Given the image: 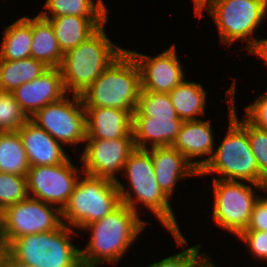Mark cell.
<instances>
[{"label": "cell", "mask_w": 267, "mask_h": 267, "mask_svg": "<svg viewBox=\"0 0 267 267\" xmlns=\"http://www.w3.org/2000/svg\"><path fill=\"white\" fill-rule=\"evenodd\" d=\"M253 54L263 58L267 65V39L262 40L261 44Z\"/></svg>", "instance_id": "cell-37"}, {"label": "cell", "mask_w": 267, "mask_h": 267, "mask_svg": "<svg viewBox=\"0 0 267 267\" xmlns=\"http://www.w3.org/2000/svg\"><path fill=\"white\" fill-rule=\"evenodd\" d=\"M12 93L23 111L31 118L47 104L61 100L67 91L60 69L48 68L40 77L22 84Z\"/></svg>", "instance_id": "cell-15"}, {"label": "cell", "mask_w": 267, "mask_h": 267, "mask_svg": "<svg viewBox=\"0 0 267 267\" xmlns=\"http://www.w3.org/2000/svg\"><path fill=\"white\" fill-rule=\"evenodd\" d=\"M243 242L251 250L250 252L259 257V259L267 260V232L259 230H245L239 236Z\"/></svg>", "instance_id": "cell-33"}, {"label": "cell", "mask_w": 267, "mask_h": 267, "mask_svg": "<svg viewBox=\"0 0 267 267\" xmlns=\"http://www.w3.org/2000/svg\"><path fill=\"white\" fill-rule=\"evenodd\" d=\"M213 131L210 120L202 121L192 120L184 121L180 132L171 145L173 148L182 153L187 160L200 171L212 158L214 150ZM210 155L200 161H192L191 158Z\"/></svg>", "instance_id": "cell-18"}, {"label": "cell", "mask_w": 267, "mask_h": 267, "mask_svg": "<svg viewBox=\"0 0 267 267\" xmlns=\"http://www.w3.org/2000/svg\"><path fill=\"white\" fill-rule=\"evenodd\" d=\"M116 181L85 174L80 177L67 204L62 208L63 224L83 229L100 220L121 204ZM64 219L67 220L64 222ZM69 222V223H66Z\"/></svg>", "instance_id": "cell-7"}, {"label": "cell", "mask_w": 267, "mask_h": 267, "mask_svg": "<svg viewBox=\"0 0 267 267\" xmlns=\"http://www.w3.org/2000/svg\"><path fill=\"white\" fill-rule=\"evenodd\" d=\"M3 37L0 60L29 58L32 43V18L24 16L6 26Z\"/></svg>", "instance_id": "cell-25"}, {"label": "cell", "mask_w": 267, "mask_h": 267, "mask_svg": "<svg viewBox=\"0 0 267 267\" xmlns=\"http://www.w3.org/2000/svg\"><path fill=\"white\" fill-rule=\"evenodd\" d=\"M30 57L43 62L49 68H59L63 58L52 25L40 15L32 18Z\"/></svg>", "instance_id": "cell-22"}, {"label": "cell", "mask_w": 267, "mask_h": 267, "mask_svg": "<svg viewBox=\"0 0 267 267\" xmlns=\"http://www.w3.org/2000/svg\"><path fill=\"white\" fill-rule=\"evenodd\" d=\"M183 122V120H171V118L133 116L132 134L135 147L147 149V141L151 142L152 148L171 146Z\"/></svg>", "instance_id": "cell-20"}, {"label": "cell", "mask_w": 267, "mask_h": 267, "mask_svg": "<svg viewBox=\"0 0 267 267\" xmlns=\"http://www.w3.org/2000/svg\"><path fill=\"white\" fill-rule=\"evenodd\" d=\"M0 267H30L13 258L4 248H0Z\"/></svg>", "instance_id": "cell-36"}, {"label": "cell", "mask_w": 267, "mask_h": 267, "mask_svg": "<svg viewBox=\"0 0 267 267\" xmlns=\"http://www.w3.org/2000/svg\"><path fill=\"white\" fill-rule=\"evenodd\" d=\"M194 1V7H195V13L197 14L211 1V0H193Z\"/></svg>", "instance_id": "cell-39"}, {"label": "cell", "mask_w": 267, "mask_h": 267, "mask_svg": "<svg viewBox=\"0 0 267 267\" xmlns=\"http://www.w3.org/2000/svg\"><path fill=\"white\" fill-rule=\"evenodd\" d=\"M213 219L220 227L237 235L247 229L252 210L260 198L251 185L235 180L213 179Z\"/></svg>", "instance_id": "cell-10"}, {"label": "cell", "mask_w": 267, "mask_h": 267, "mask_svg": "<svg viewBox=\"0 0 267 267\" xmlns=\"http://www.w3.org/2000/svg\"><path fill=\"white\" fill-rule=\"evenodd\" d=\"M29 119L12 92L0 91L1 132L18 131Z\"/></svg>", "instance_id": "cell-29"}, {"label": "cell", "mask_w": 267, "mask_h": 267, "mask_svg": "<svg viewBox=\"0 0 267 267\" xmlns=\"http://www.w3.org/2000/svg\"><path fill=\"white\" fill-rule=\"evenodd\" d=\"M233 117L247 130L251 149L257 160L259 171L267 180V130L255 127L246 118L240 121L237 119L235 109Z\"/></svg>", "instance_id": "cell-31"}, {"label": "cell", "mask_w": 267, "mask_h": 267, "mask_svg": "<svg viewBox=\"0 0 267 267\" xmlns=\"http://www.w3.org/2000/svg\"><path fill=\"white\" fill-rule=\"evenodd\" d=\"M246 119L255 127L267 130V93L256 98L252 105L246 106Z\"/></svg>", "instance_id": "cell-34"}, {"label": "cell", "mask_w": 267, "mask_h": 267, "mask_svg": "<svg viewBox=\"0 0 267 267\" xmlns=\"http://www.w3.org/2000/svg\"><path fill=\"white\" fill-rule=\"evenodd\" d=\"M44 8L49 9L51 17H88L98 28L107 22V8L103 0H46Z\"/></svg>", "instance_id": "cell-26"}, {"label": "cell", "mask_w": 267, "mask_h": 267, "mask_svg": "<svg viewBox=\"0 0 267 267\" xmlns=\"http://www.w3.org/2000/svg\"><path fill=\"white\" fill-rule=\"evenodd\" d=\"M207 258V259H204ZM209 256L207 257V255H203L199 261L196 263V265L194 267H216L212 260L209 261Z\"/></svg>", "instance_id": "cell-38"}, {"label": "cell", "mask_w": 267, "mask_h": 267, "mask_svg": "<svg viewBox=\"0 0 267 267\" xmlns=\"http://www.w3.org/2000/svg\"><path fill=\"white\" fill-rule=\"evenodd\" d=\"M138 216V212L121 203L104 218L85 226L82 230L89 229L91 236L88 245L80 250L83 267L120 261L147 224Z\"/></svg>", "instance_id": "cell-1"}, {"label": "cell", "mask_w": 267, "mask_h": 267, "mask_svg": "<svg viewBox=\"0 0 267 267\" xmlns=\"http://www.w3.org/2000/svg\"><path fill=\"white\" fill-rule=\"evenodd\" d=\"M246 230H259L267 232V198L260 197L256 202L250 222Z\"/></svg>", "instance_id": "cell-35"}, {"label": "cell", "mask_w": 267, "mask_h": 267, "mask_svg": "<svg viewBox=\"0 0 267 267\" xmlns=\"http://www.w3.org/2000/svg\"><path fill=\"white\" fill-rule=\"evenodd\" d=\"M130 181L131 190L117 180V187L121 202L137 212L136 203L142 202L159 221L171 232L178 246L185 247L187 240L184 238L176 222V217L169 203V197L160 188L156 181L151 154L146 149H135L127 159L124 169ZM126 190V191H125ZM130 191V192H129Z\"/></svg>", "instance_id": "cell-2"}, {"label": "cell", "mask_w": 267, "mask_h": 267, "mask_svg": "<svg viewBox=\"0 0 267 267\" xmlns=\"http://www.w3.org/2000/svg\"><path fill=\"white\" fill-rule=\"evenodd\" d=\"M136 60L141 73V91L169 93L184 80V70L173 44L168 50L151 58L127 50Z\"/></svg>", "instance_id": "cell-14"}, {"label": "cell", "mask_w": 267, "mask_h": 267, "mask_svg": "<svg viewBox=\"0 0 267 267\" xmlns=\"http://www.w3.org/2000/svg\"><path fill=\"white\" fill-rule=\"evenodd\" d=\"M125 51L115 47L104 27H99L76 48L63 54L59 69L66 91L80 96Z\"/></svg>", "instance_id": "cell-4"}, {"label": "cell", "mask_w": 267, "mask_h": 267, "mask_svg": "<svg viewBox=\"0 0 267 267\" xmlns=\"http://www.w3.org/2000/svg\"><path fill=\"white\" fill-rule=\"evenodd\" d=\"M28 196L26 176L0 172V213Z\"/></svg>", "instance_id": "cell-30"}, {"label": "cell", "mask_w": 267, "mask_h": 267, "mask_svg": "<svg viewBox=\"0 0 267 267\" xmlns=\"http://www.w3.org/2000/svg\"><path fill=\"white\" fill-rule=\"evenodd\" d=\"M81 161L84 174L117 182L115 173L124 169L130 154L136 149L134 138L86 139Z\"/></svg>", "instance_id": "cell-13"}, {"label": "cell", "mask_w": 267, "mask_h": 267, "mask_svg": "<svg viewBox=\"0 0 267 267\" xmlns=\"http://www.w3.org/2000/svg\"><path fill=\"white\" fill-rule=\"evenodd\" d=\"M200 244L187 248L181 253L171 255L154 264H149L148 267H194L199 259L205 253H199Z\"/></svg>", "instance_id": "cell-32"}, {"label": "cell", "mask_w": 267, "mask_h": 267, "mask_svg": "<svg viewBox=\"0 0 267 267\" xmlns=\"http://www.w3.org/2000/svg\"><path fill=\"white\" fill-rule=\"evenodd\" d=\"M209 9V10H208ZM205 10L213 17L221 41L231 44L236 40L247 41L246 50L253 54L263 39H250L254 30L267 14V0H211L197 15Z\"/></svg>", "instance_id": "cell-8"}, {"label": "cell", "mask_w": 267, "mask_h": 267, "mask_svg": "<svg viewBox=\"0 0 267 267\" xmlns=\"http://www.w3.org/2000/svg\"><path fill=\"white\" fill-rule=\"evenodd\" d=\"M46 12L42 11L39 15L52 25L58 46L63 54L76 48L98 29L88 17L73 15L50 17Z\"/></svg>", "instance_id": "cell-21"}, {"label": "cell", "mask_w": 267, "mask_h": 267, "mask_svg": "<svg viewBox=\"0 0 267 267\" xmlns=\"http://www.w3.org/2000/svg\"><path fill=\"white\" fill-rule=\"evenodd\" d=\"M86 139L133 138V114L127 110L107 107H84Z\"/></svg>", "instance_id": "cell-16"}, {"label": "cell", "mask_w": 267, "mask_h": 267, "mask_svg": "<svg viewBox=\"0 0 267 267\" xmlns=\"http://www.w3.org/2000/svg\"><path fill=\"white\" fill-rule=\"evenodd\" d=\"M52 206L28 196L6 207L0 213V248L18 237L58 230L63 225L61 208Z\"/></svg>", "instance_id": "cell-9"}, {"label": "cell", "mask_w": 267, "mask_h": 267, "mask_svg": "<svg viewBox=\"0 0 267 267\" xmlns=\"http://www.w3.org/2000/svg\"><path fill=\"white\" fill-rule=\"evenodd\" d=\"M133 116H149L154 118H171L182 120L178 117L168 93L141 91Z\"/></svg>", "instance_id": "cell-28"}, {"label": "cell", "mask_w": 267, "mask_h": 267, "mask_svg": "<svg viewBox=\"0 0 267 267\" xmlns=\"http://www.w3.org/2000/svg\"><path fill=\"white\" fill-rule=\"evenodd\" d=\"M29 168L18 131L0 132V172L26 176Z\"/></svg>", "instance_id": "cell-27"}, {"label": "cell", "mask_w": 267, "mask_h": 267, "mask_svg": "<svg viewBox=\"0 0 267 267\" xmlns=\"http://www.w3.org/2000/svg\"><path fill=\"white\" fill-rule=\"evenodd\" d=\"M141 92V73L126 50L82 93L84 107H107L134 113Z\"/></svg>", "instance_id": "cell-5"}, {"label": "cell", "mask_w": 267, "mask_h": 267, "mask_svg": "<svg viewBox=\"0 0 267 267\" xmlns=\"http://www.w3.org/2000/svg\"><path fill=\"white\" fill-rule=\"evenodd\" d=\"M47 67L32 57L20 60H0V91L13 92L24 83L40 77Z\"/></svg>", "instance_id": "cell-23"}, {"label": "cell", "mask_w": 267, "mask_h": 267, "mask_svg": "<svg viewBox=\"0 0 267 267\" xmlns=\"http://www.w3.org/2000/svg\"><path fill=\"white\" fill-rule=\"evenodd\" d=\"M72 100L63 97L59 101L49 103L38 110L30 120L61 144L69 143L72 146L85 142V108L81 96L73 95Z\"/></svg>", "instance_id": "cell-11"}, {"label": "cell", "mask_w": 267, "mask_h": 267, "mask_svg": "<svg viewBox=\"0 0 267 267\" xmlns=\"http://www.w3.org/2000/svg\"><path fill=\"white\" fill-rule=\"evenodd\" d=\"M168 94L174 110L183 121L198 120V114H205L206 92L200 83L183 80Z\"/></svg>", "instance_id": "cell-24"}, {"label": "cell", "mask_w": 267, "mask_h": 267, "mask_svg": "<svg viewBox=\"0 0 267 267\" xmlns=\"http://www.w3.org/2000/svg\"><path fill=\"white\" fill-rule=\"evenodd\" d=\"M18 133L30 167L59 165L70 159L62 145L30 119Z\"/></svg>", "instance_id": "cell-17"}, {"label": "cell", "mask_w": 267, "mask_h": 267, "mask_svg": "<svg viewBox=\"0 0 267 267\" xmlns=\"http://www.w3.org/2000/svg\"><path fill=\"white\" fill-rule=\"evenodd\" d=\"M71 227L25 235L14 239L5 250L30 267H83L81 249L70 242Z\"/></svg>", "instance_id": "cell-6"}, {"label": "cell", "mask_w": 267, "mask_h": 267, "mask_svg": "<svg viewBox=\"0 0 267 267\" xmlns=\"http://www.w3.org/2000/svg\"><path fill=\"white\" fill-rule=\"evenodd\" d=\"M146 150L151 154L156 181L170 198L175 184L181 178L199 175V171L187 158L172 146L151 147Z\"/></svg>", "instance_id": "cell-19"}, {"label": "cell", "mask_w": 267, "mask_h": 267, "mask_svg": "<svg viewBox=\"0 0 267 267\" xmlns=\"http://www.w3.org/2000/svg\"><path fill=\"white\" fill-rule=\"evenodd\" d=\"M235 79L227 90L229 102V127L223 141L214 151L211 160L199 171V176L204 174H222V180H244L255 187L267 189V180L261 175L257 160L251 149L247 130L233 117L235 109Z\"/></svg>", "instance_id": "cell-3"}, {"label": "cell", "mask_w": 267, "mask_h": 267, "mask_svg": "<svg viewBox=\"0 0 267 267\" xmlns=\"http://www.w3.org/2000/svg\"><path fill=\"white\" fill-rule=\"evenodd\" d=\"M77 171L69 159L59 165L30 167L26 175L28 195L52 205L61 204L62 210L79 180Z\"/></svg>", "instance_id": "cell-12"}]
</instances>
